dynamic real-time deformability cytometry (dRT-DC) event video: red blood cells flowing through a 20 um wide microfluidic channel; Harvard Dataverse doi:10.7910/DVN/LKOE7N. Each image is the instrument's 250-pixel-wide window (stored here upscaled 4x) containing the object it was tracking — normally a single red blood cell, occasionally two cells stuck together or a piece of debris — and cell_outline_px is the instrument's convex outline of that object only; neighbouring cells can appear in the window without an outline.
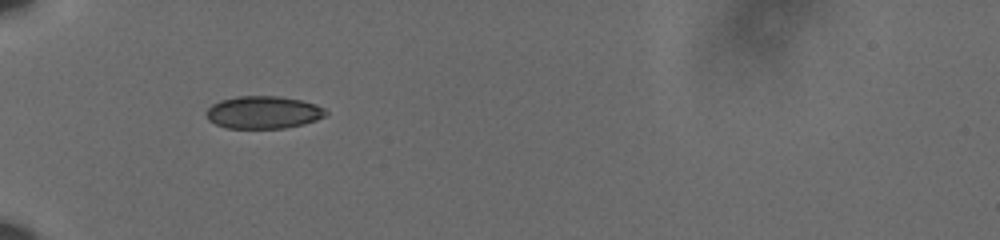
{"species": "human", "species_latin": "Homo sapiens", "temperature_condition": "cold", "stored_images_in_passage": 38, "camera_frame_rate_fps": 3000, "um_per_image_px": 0.085, "donor": {"sex": "male"}, "frame": {"image": 1, "passage_image": 1, "time_ms": 0.0, "image_size_px": [1000, 240], "cell_outline_px": [[328, 112], [324, 116], [316, 120], [304, 124], [284, 128], [228, 128], [216, 124], [208, 120], [204, 112], [212, 104], [220, 100], [236, 96], [280, 96], [300, 100], [316, 104], [324, 108]], "centroid_in_image_um": [22.36, 9.54], "position_along_channel_um": 62.6, "area_um2": 22.77}}
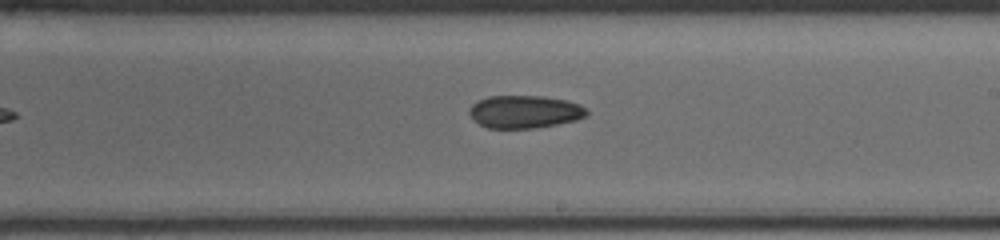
{"frame": {"image": 2, "passage_image": 17, "time_ms": 5.333, "image_size_px": [1000, 240], "cell_outline_px": [[588, 116], [576, 120], [556, 124], [532, 128], [488, 128], [480, 124], [468, 112], [472, 104], [488, 96], [544, 96], [564, 100], [580, 104], [588, 112]], "centroid_in_image_um": [44.61, 9.49], "position_along_channel_um": 244.4, "area_um2": 22.2}}
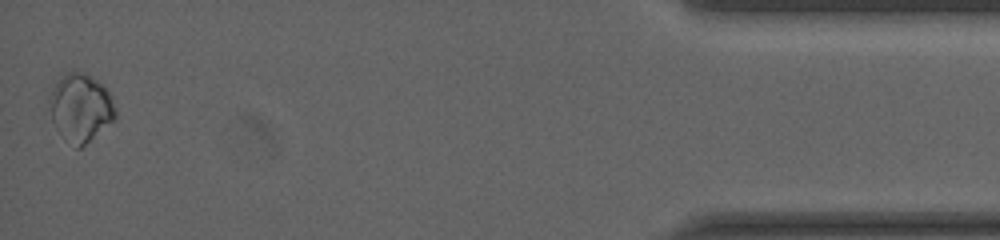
{"frame": {"image": 3, "passage_image": 38, "time_ms": 12.333, "image_size_px": [1000, 240], "cell_outline_px": [[116, 116], [112, 120], [80, 148], [76, 148], [56, 128], [52, 120], [48, 100], [48, 96], [56, 80], [60, 76], [72, 68], [84, 72], [96, 80], [108, 92], [116, 108]], "centroid_in_image_um": [6.79, 9.08], "position_along_channel_um": 428.4, "area_um2": 25.89}}